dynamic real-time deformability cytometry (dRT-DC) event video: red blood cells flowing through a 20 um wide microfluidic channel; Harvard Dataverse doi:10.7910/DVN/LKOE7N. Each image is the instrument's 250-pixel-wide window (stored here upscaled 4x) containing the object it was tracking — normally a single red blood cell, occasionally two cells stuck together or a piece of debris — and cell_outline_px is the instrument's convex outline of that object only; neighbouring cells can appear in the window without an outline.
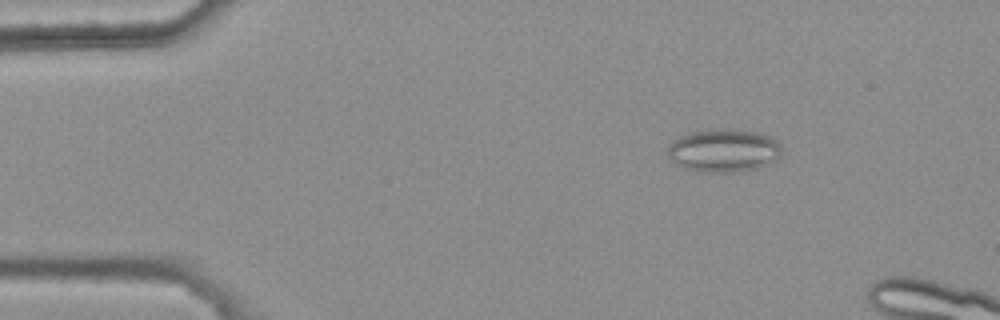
{"species": "common noctule bat (a hibernating species)", "species_latin": "Nyctalus noctula", "temperature_condition": "warm", "stored_images_in_passage": 4, "camera_frame_rate_fps": 3000, "um_per_image_px": 0.085, "animal": {"sex": "female", "body_mass_g": 25.1}, "frame": {"image": 1, "passage_image": 2, "time_ms": 0.333, "image_size_px": [1000, 320], "cell_outline_px": [[780, 156], [768, 164], [756, 168], [732, 172], [700, 172], [684, 168], [676, 164], [668, 156], [668, 144], [672, 140], [680, 136], [692, 132], [764, 132], [772, 136], [780, 144]], "centroid_in_image_um": [61.5, 12.84], "position_along_channel_um": 23.5, "area_um2": 27.8}}